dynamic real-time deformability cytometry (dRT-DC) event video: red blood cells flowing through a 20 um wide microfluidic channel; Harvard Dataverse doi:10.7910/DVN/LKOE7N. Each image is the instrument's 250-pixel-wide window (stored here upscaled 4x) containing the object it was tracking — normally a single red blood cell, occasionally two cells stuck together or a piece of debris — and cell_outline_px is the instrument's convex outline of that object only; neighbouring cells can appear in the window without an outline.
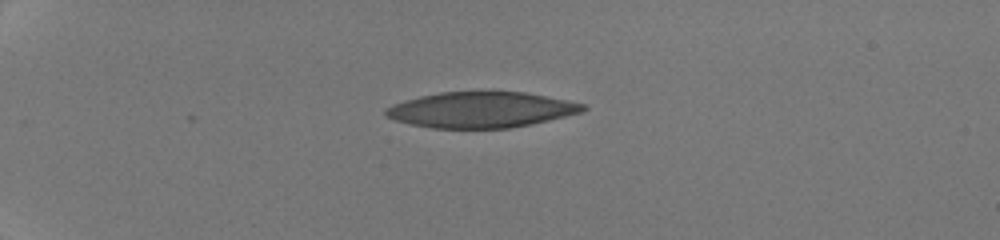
{"species": "human", "species_latin": "Homo sapiens", "temperature_condition": "room temperature", "stored_images_in_passage": 37, "camera_frame_rate_fps": 3000, "um_per_image_px": 0.085, "donor": {"sex": "male"}, "frame": {"image": 1, "passage_image": 1, "time_ms": 0.0, "image_size_px": [1000, 240], "cell_outline_px": [[588, 108], [580, 112], [548, 120], [508, 128], [432, 128], [412, 124], [396, 120], [388, 116], [384, 112], [384, 108], [392, 104], [420, 96], [440, 92], [524, 92], [568, 100], [584, 104]], "centroid_in_image_um": [40.87, 9.32], "position_along_channel_um": 44.1, "area_um2": 40.58}}
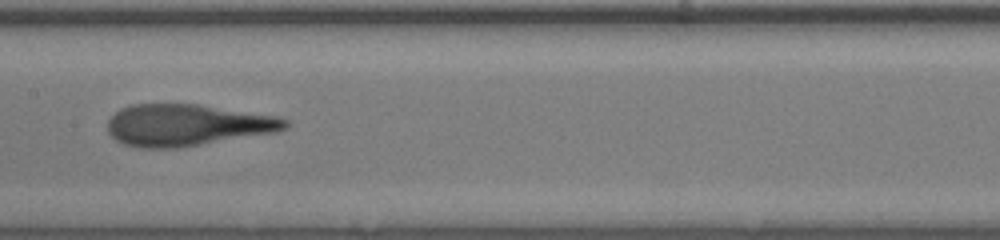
{"frame": {"image": 2, "passage_image": 16, "time_ms": 5.0, "image_size_px": [1000, 240], "cell_outline_px": [[288, 128], [276, 132], [180, 148], [144, 148], [124, 144], [116, 140], [108, 132], [108, 120], [120, 108], [132, 104], [200, 104], [276, 116], [288, 120]], "centroid_in_image_um": [15.91, 10.63], "position_along_channel_um": 191.5, "area_um2": 43.23}}
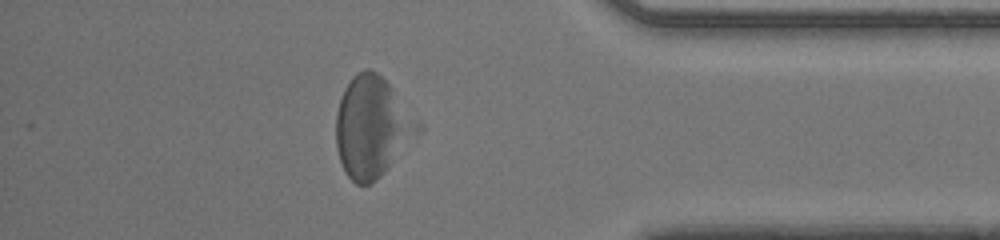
{"frame": {"image": 3, "passage_image": 32, "time_ms": 10.333, "image_size_px": [1000, 240], "cell_outline_px": [[400, 128], [388, 164], [384, 172], [372, 184], [356, 184], [344, 172], [336, 148], [336, 116], [340, 100], [344, 88], [352, 76], [356, 72], [364, 68], [368, 68], [376, 72], [388, 84]], "centroid_in_image_um": [31.11, 10.8], "position_along_channel_um": 404.1, "area_um2": 40.17}, "authors_computed_cell_mechanics": {"area_um2": 43.4656, "velocity_mm_per_s": 4.2699, "shape_relaxation_time_tau1_ms": 3.8006, "shape_relaxation_time_tau2_ms": 1.5798, "deformation_change_tau1": 0.1772, "deformation_change_tau2": 0.1357}}